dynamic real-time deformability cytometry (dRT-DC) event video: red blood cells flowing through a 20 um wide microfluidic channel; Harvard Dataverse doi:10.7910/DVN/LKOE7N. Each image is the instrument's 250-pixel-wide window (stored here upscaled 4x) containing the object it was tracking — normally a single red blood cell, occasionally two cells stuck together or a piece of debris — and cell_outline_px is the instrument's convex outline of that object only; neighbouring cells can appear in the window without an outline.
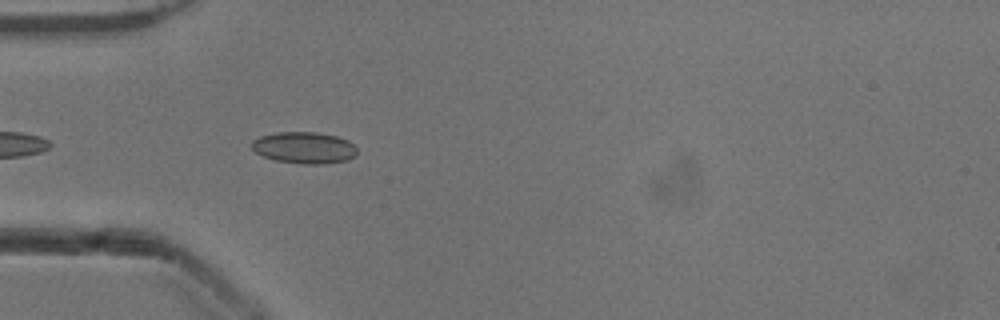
{"species": "common noctule bat (a hibernating species)", "species_latin": "Nyctalus noctula", "temperature_condition": "cold", "stored_images_in_passage": 13, "camera_frame_rate_fps": 3000, "um_per_image_px": 0.085, "animal": {"sex": "male", "body_mass_g": 13.3}, "frame": {"image": 1, "passage_image": 3, "time_ms": 0.667, "image_size_px": [1000, 320], "cell_outline_px": [[356, 156], [348, 160], [324, 164], [304, 164], [276, 160], [264, 156], [256, 152], [252, 148], [252, 140], [260, 136], [276, 132], [316, 132], [336, 136], [348, 140], [356, 148]], "centroid_in_image_um": [25.87, 12.55], "position_along_channel_um": 59.1, "area_um2": 19.36}}